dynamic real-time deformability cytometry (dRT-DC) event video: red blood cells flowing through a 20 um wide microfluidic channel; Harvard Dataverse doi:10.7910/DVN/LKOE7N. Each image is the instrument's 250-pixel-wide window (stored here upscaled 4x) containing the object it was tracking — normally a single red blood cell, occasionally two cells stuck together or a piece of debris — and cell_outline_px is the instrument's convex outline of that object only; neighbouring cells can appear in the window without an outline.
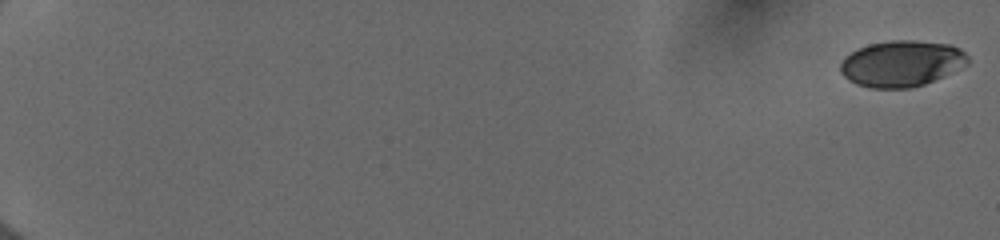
{"species": "human", "species_latin": "Homo sapiens", "temperature_condition": "cold", "stored_images_in_passage": 55, "camera_frame_rate_fps": 3000, "um_per_image_px": 0.085, "donor": {"sex": "female"}, "frame": {"image": 1, "passage_image": 1, "time_ms": 0.0, "image_size_px": [1000, 240], "cell_outline_px": [[968, 64], [944, 76], [924, 84], [912, 88], [872, 88], [856, 84], [848, 80], [840, 72], [840, 64], [844, 56], [856, 48], [868, 44], [892, 40], [916, 40], [948, 44], [960, 48], [968, 56]], "centroid_in_image_um": [76.61, 5.39], "position_along_channel_um": 8.4, "area_um2": 34.51}}
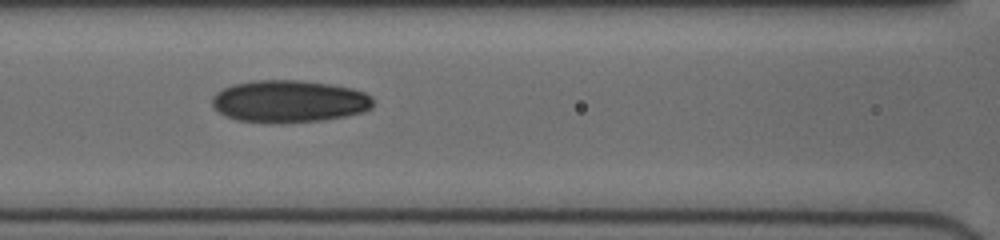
{"frame": {"image": 2, "passage_image": 28, "time_ms": 9.0, "image_size_px": [1000, 240], "cell_outline_px": [[372, 108], [364, 112], [344, 116], [320, 120], [236, 120], [220, 112], [212, 104], [212, 96], [216, 92], [232, 84], [252, 80], [300, 80], [332, 84], [352, 88], [364, 92], [372, 96]], "centroid_in_image_um": [24.61, 8.55], "position_along_channel_um": 142.0, "area_um2": 38.67}}
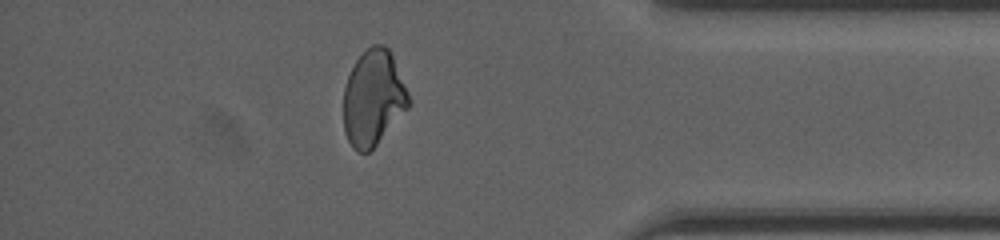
{"frame": {"image": 3, "passage_image": 49, "time_ms": 16.0, "image_size_px": [1000, 240], "cell_outline_px": [[412, 100], [408, 108], [376, 144], [368, 152], [356, 152], [352, 148], [344, 132], [344, 88], [348, 76], [356, 60], [372, 44], [384, 44], [388, 48], [392, 56]], "centroid_in_image_um": [31.73, 8.34], "position_along_channel_um": 403.5, "area_um2": 36.07}, "authors_computed_cell_mechanics": {"area_um2": 36.703, "velocity_mm_per_s": 4.0135, "shape_relaxation_time_tau1_ms": 8.5154, "shape_relaxation_time_tau2_ms": 2.7933, "deformation_change_tau1": 0.1982, "deformation_change_tau2": 0.0824}}